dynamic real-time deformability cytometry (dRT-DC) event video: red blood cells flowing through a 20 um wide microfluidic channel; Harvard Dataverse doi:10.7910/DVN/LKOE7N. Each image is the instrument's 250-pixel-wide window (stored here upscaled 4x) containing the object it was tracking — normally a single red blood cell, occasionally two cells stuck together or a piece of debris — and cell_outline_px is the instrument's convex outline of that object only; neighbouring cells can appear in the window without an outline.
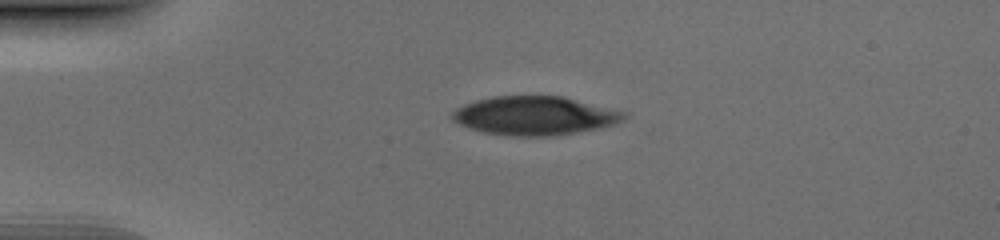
{"species": "human", "species_latin": "Homo sapiens", "temperature_condition": "cold", "stored_images_in_passage": 40, "camera_frame_rate_fps": 3000, "um_per_image_px": 0.085, "donor": {"sex": "male"}, "frame": {"image": 1, "passage_image": 1, "time_ms": 0.0, "image_size_px": [1000, 240], "cell_outline_px": [[628, 116], [624, 120], [616, 124], [600, 128], [556, 136], [508, 136], [484, 132], [468, 128], [452, 120], [448, 116], [456, 108], [464, 104], [476, 100], [492, 96], [560, 96], [628, 112]], "centroid_in_image_um": [45.45, 9.84], "position_along_channel_um": 39.6, "area_um2": 39.13}}
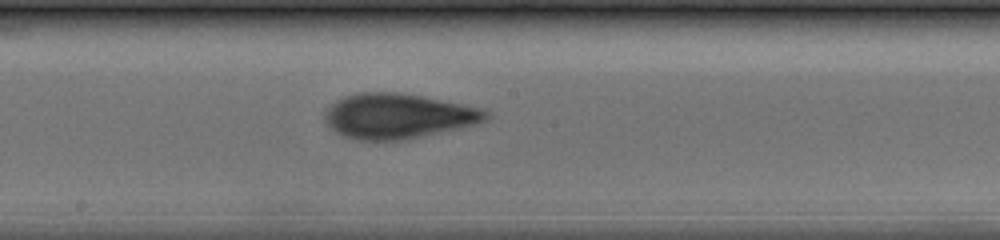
{"frame": {"image": 2, "passage_image": 17, "time_ms": 5.333, "image_size_px": [1000, 240], "cell_outline_px": [[492, 116], [488, 120], [476, 124], [460, 128], [404, 140], [356, 140], [344, 136], [336, 132], [324, 120], [324, 112], [336, 100], [344, 96], [364, 92], [400, 92], [424, 96], [484, 108]], "centroid_in_image_um": [33.88, 9.86], "position_along_channel_um": 214.3, "area_um2": 42.6}}
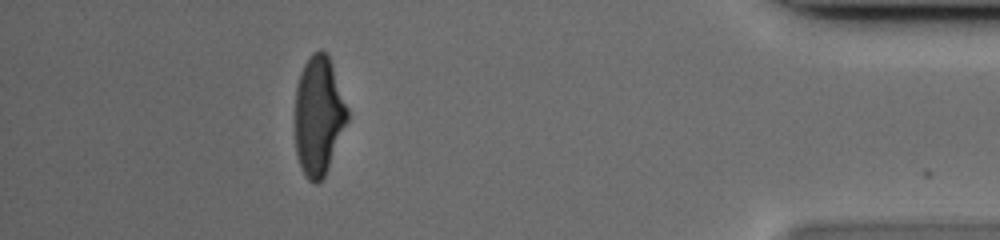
{"frame": {"image": 3, "passage_image": 35, "time_ms": 11.333, "image_size_px": [1000, 240], "cell_outline_px": [[348, 120], [328, 168], [324, 176], [316, 184], [308, 180], [304, 176], [300, 168], [296, 156], [296, 88], [300, 72], [308, 56], [312, 52], [320, 48], [328, 56], [332, 64], [348, 108]], "centroid_in_image_um": [27.08, 9.83], "position_along_channel_um": 408.1, "area_um2": 36.36}}